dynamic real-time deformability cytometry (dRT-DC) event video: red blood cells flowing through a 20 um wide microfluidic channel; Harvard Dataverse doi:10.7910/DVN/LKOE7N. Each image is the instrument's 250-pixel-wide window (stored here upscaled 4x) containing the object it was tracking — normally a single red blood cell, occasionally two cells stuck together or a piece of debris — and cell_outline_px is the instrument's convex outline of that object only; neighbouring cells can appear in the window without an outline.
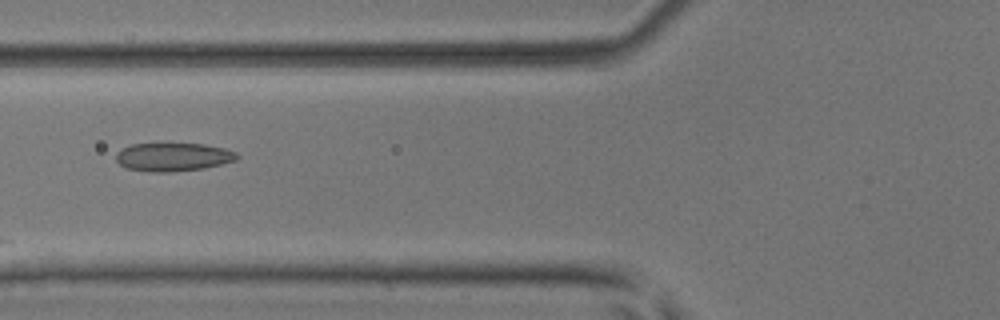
{"species": "common noctule bat (a hibernating species)", "species_latin": "Nyctalus noctula", "temperature_condition": "room temperature", "stored_images_in_passage": 2, "camera_frame_rate_fps": 3000, "um_per_image_px": 0.085, "animal": {"sex": "male", "body_mass_g": 17.9, "forearm_length_mm": 54.2}, "frame": {"image": 1, "passage_image": 2, "time_ms": 0.333, "image_size_px": [1000, 320], "cell_outline_px": [[240, 156], [236, 160], [204, 168], [172, 172], [152, 172], [128, 168], [120, 164], [116, 160], [116, 152], [132, 144], [204, 144], [224, 148], [236, 152]], "centroid_in_image_um": [14.73, 13.34], "position_along_channel_um": 111.1, "area_um2": 19.83}}